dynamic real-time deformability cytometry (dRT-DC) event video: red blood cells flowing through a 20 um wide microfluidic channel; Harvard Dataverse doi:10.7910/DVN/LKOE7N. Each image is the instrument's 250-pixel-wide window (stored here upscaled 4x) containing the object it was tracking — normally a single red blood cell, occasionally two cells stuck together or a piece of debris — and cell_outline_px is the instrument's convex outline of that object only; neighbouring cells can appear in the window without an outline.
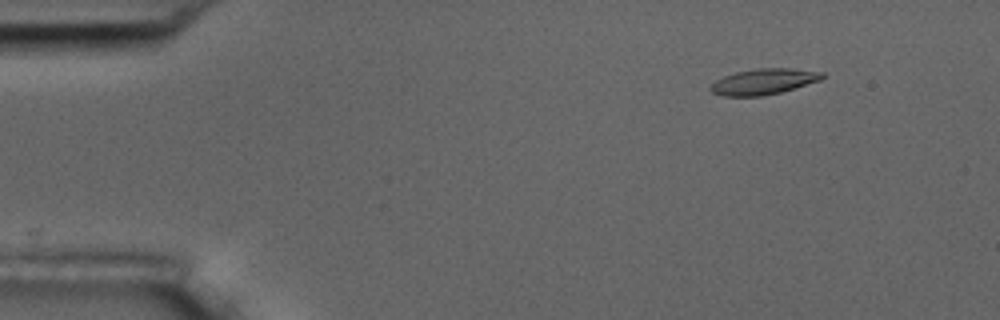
{"species": "common noctule bat (a hibernating species)", "species_latin": "Nyctalus noctula", "temperature_condition": "room temperature", "stored_images_in_passage": 2, "camera_frame_rate_fps": 3000, "um_per_image_px": 0.085, "animal": {"sex": "male", "body_mass_g": 17.5, "forearm_length_mm": 52.3}, "frame": {"image": 1, "passage_image": 2, "time_ms": 1.333, "image_size_px": [1000, 320], "cell_outline_px": [[824, 76], [820, 80], [780, 92], [760, 96], [724, 96], [712, 92], [708, 88], [716, 80], [724, 76], [736, 72], [756, 68], [792, 68], [824, 72]], "centroid_in_image_um": [64.9, 6.92], "position_along_channel_um": 20.1, "area_um2": 16.65}}